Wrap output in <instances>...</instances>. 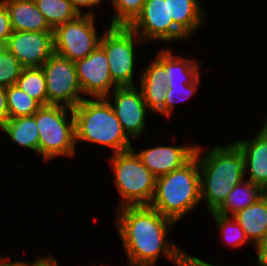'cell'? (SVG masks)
Returning <instances> with one entry per match:
<instances>
[{
	"mask_svg": "<svg viewBox=\"0 0 267 266\" xmlns=\"http://www.w3.org/2000/svg\"><path fill=\"white\" fill-rule=\"evenodd\" d=\"M200 201V169L194 155L182 167L156 178L155 194L149 206L177 222Z\"/></svg>",
	"mask_w": 267,
	"mask_h": 266,
	"instance_id": "3",
	"label": "cell"
},
{
	"mask_svg": "<svg viewBox=\"0 0 267 266\" xmlns=\"http://www.w3.org/2000/svg\"><path fill=\"white\" fill-rule=\"evenodd\" d=\"M196 146H158L136 154L157 178L186 164L195 155Z\"/></svg>",
	"mask_w": 267,
	"mask_h": 266,
	"instance_id": "14",
	"label": "cell"
},
{
	"mask_svg": "<svg viewBox=\"0 0 267 266\" xmlns=\"http://www.w3.org/2000/svg\"><path fill=\"white\" fill-rule=\"evenodd\" d=\"M8 119L34 115L42 105L18 85L6 87Z\"/></svg>",
	"mask_w": 267,
	"mask_h": 266,
	"instance_id": "25",
	"label": "cell"
},
{
	"mask_svg": "<svg viewBox=\"0 0 267 266\" xmlns=\"http://www.w3.org/2000/svg\"><path fill=\"white\" fill-rule=\"evenodd\" d=\"M0 128L18 145L38 152L39 132L35 114L10 118Z\"/></svg>",
	"mask_w": 267,
	"mask_h": 266,
	"instance_id": "22",
	"label": "cell"
},
{
	"mask_svg": "<svg viewBox=\"0 0 267 266\" xmlns=\"http://www.w3.org/2000/svg\"><path fill=\"white\" fill-rule=\"evenodd\" d=\"M20 266H59L57 261L53 259V257H44L38 258L32 264H28L27 262L20 261Z\"/></svg>",
	"mask_w": 267,
	"mask_h": 266,
	"instance_id": "35",
	"label": "cell"
},
{
	"mask_svg": "<svg viewBox=\"0 0 267 266\" xmlns=\"http://www.w3.org/2000/svg\"><path fill=\"white\" fill-rule=\"evenodd\" d=\"M46 80L48 105H60L73 109L84 98L75 63L70 59L53 54L41 66Z\"/></svg>",
	"mask_w": 267,
	"mask_h": 266,
	"instance_id": "9",
	"label": "cell"
},
{
	"mask_svg": "<svg viewBox=\"0 0 267 266\" xmlns=\"http://www.w3.org/2000/svg\"><path fill=\"white\" fill-rule=\"evenodd\" d=\"M72 4L73 8L77 11L79 15H82L81 7H95V5H99L102 0H69Z\"/></svg>",
	"mask_w": 267,
	"mask_h": 266,
	"instance_id": "34",
	"label": "cell"
},
{
	"mask_svg": "<svg viewBox=\"0 0 267 266\" xmlns=\"http://www.w3.org/2000/svg\"><path fill=\"white\" fill-rule=\"evenodd\" d=\"M201 151V146L197 145L201 200L206 198V207L212 213L223 204L231 190L243 182L244 155L234 143L214 146L203 157H200Z\"/></svg>",
	"mask_w": 267,
	"mask_h": 266,
	"instance_id": "2",
	"label": "cell"
},
{
	"mask_svg": "<svg viewBox=\"0 0 267 266\" xmlns=\"http://www.w3.org/2000/svg\"><path fill=\"white\" fill-rule=\"evenodd\" d=\"M82 92L94 98L107 97L111 87H118L112 80L104 50L98 46L87 57L74 62Z\"/></svg>",
	"mask_w": 267,
	"mask_h": 266,
	"instance_id": "12",
	"label": "cell"
},
{
	"mask_svg": "<svg viewBox=\"0 0 267 266\" xmlns=\"http://www.w3.org/2000/svg\"><path fill=\"white\" fill-rule=\"evenodd\" d=\"M23 66L17 60L15 54L9 52L5 47H0V86L8 87L17 83Z\"/></svg>",
	"mask_w": 267,
	"mask_h": 266,
	"instance_id": "26",
	"label": "cell"
},
{
	"mask_svg": "<svg viewBox=\"0 0 267 266\" xmlns=\"http://www.w3.org/2000/svg\"><path fill=\"white\" fill-rule=\"evenodd\" d=\"M143 41L157 39L172 42L187 38L169 19L167 0H146L141 13L128 26Z\"/></svg>",
	"mask_w": 267,
	"mask_h": 266,
	"instance_id": "10",
	"label": "cell"
},
{
	"mask_svg": "<svg viewBox=\"0 0 267 266\" xmlns=\"http://www.w3.org/2000/svg\"><path fill=\"white\" fill-rule=\"evenodd\" d=\"M24 68L41 67L54 52L53 31H13L4 46Z\"/></svg>",
	"mask_w": 267,
	"mask_h": 266,
	"instance_id": "11",
	"label": "cell"
},
{
	"mask_svg": "<svg viewBox=\"0 0 267 266\" xmlns=\"http://www.w3.org/2000/svg\"><path fill=\"white\" fill-rule=\"evenodd\" d=\"M156 59L166 69L167 85L191 84L200 75L198 63L179 56L175 57L170 50H161Z\"/></svg>",
	"mask_w": 267,
	"mask_h": 266,
	"instance_id": "20",
	"label": "cell"
},
{
	"mask_svg": "<svg viewBox=\"0 0 267 266\" xmlns=\"http://www.w3.org/2000/svg\"><path fill=\"white\" fill-rule=\"evenodd\" d=\"M94 19L90 12L57 26L53 30L55 54L75 62L93 52L101 39L96 34Z\"/></svg>",
	"mask_w": 267,
	"mask_h": 266,
	"instance_id": "8",
	"label": "cell"
},
{
	"mask_svg": "<svg viewBox=\"0 0 267 266\" xmlns=\"http://www.w3.org/2000/svg\"><path fill=\"white\" fill-rule=\"evenodd\" d=\"M117 229L129 266H154L160 254L182 266L184 251L166 240L168 227L176 224L150 206L117 209Z\"/></svg>",
	"mask_w": 267,
	"mask_h": 266,
	"instance_id": "1",
	"label": "cell"
},
{
	"mask_svg": "<svg viewBox=\"0 0 267 266\" xmlns=\"http://www.w3.org/2000/svg\"><path fill=\"white\" fill-rule=\"evenodd\" d=\"M8 120L6 88L0 86V126Z\"/></svg>",
	"mask_w": 267,
	"mask_h": 266,
	"instance_id": "32",
	"label": "cell"
},
{
	"mask_svg": "<svg viewBox=\"0 0 267 266\" xmlns=\"http://www.w3.org/2000/svg\"><path fill=\"white\" fill-rule=\"evenodd\" d=\"M10 15L5 4L0 1V47H4L12 34Z\"/></svg>",
	"mask_w": 267,
	"mask_h": 266,
	"instance_id": "30",
	"label": "cell"
},
{
	"mask_svg": "<svg viewBox=\"0 0 267 266\" xmlns=\"http://www.w3.org/2000/svg\"><path fill=\"white\" fill-rule=\"evenodd\" d=\"M234 144L244 155L245 174L250 168V182L267 191V128L263 125L254 139L239 140Z\"/></svg>",
	"mask_w": 267,
	"mask_h": 266,
	"instance_id": "15",
	"label": "cell"
},
{
	"mask_svg": "<svg viewBox=\"0 0 267 266\" xmlns=\"http://www.w3.org/2000/svg\"><path fill=\"white\" fill-rule=\"evenodd\" d=\"M16 85L42 106L48 105L46 80L41 67L23 68Z\"/></svg>",
	"mask_w": 267,
	"mask_h": 266,
	"instance_id": "24",
	"label": "cell"
},
{
	"mask_svg": "<svg viewBox=\"0 0 267 266\" xmlns=\"http://www.w3.org/2000/svg\"><path fill=\"white\" fill-rule=\"evenodd\" d=\"M135 39L138 42L143 41L126 26H109L100 39L99 46L107 56L111 78L118 87L135 86L133 84Z\"/></svg>",
	"mask_w": 267,
	"mask_h": 266,
	"instance_id": "7",
	"label": "cell"
},
{
	"mask_svg": "<svg viewBox=\"0 0 267 266\" xmlns=\"http://www.w3.org/2000/svg\"><path fill=\"white\" fill-rule=\"evenodd\" d=\"M182 266H220V265H212L207 262L202 261L201 259H198L195 256H190L185 251L183 253V262Z\"/></svg>",
	"mask_w": 267,
	"mask_h": 266,
	"instance_id": "33",
	"label": "cell"
},
{
	"mask_svg": "<svg viewBox=\"0 0 267 266\" xmlns=\"http://www.w3.org/2000/svg\"><path fill=\"white\" fill-rule=\"evenodd\" d=\"M0 266H20V261L8 263L7 259L1 258L0 259Z\"/></svg>",
	"mask_w": 267,
	"mask_h": 266,
	"instance_id": "36",
	"label": "cell"
},
{
	"mask_svg": "<svg viewBox=\"0 0 267 266\" xmlns=\"http://www.w3.org/2000/svg\"><path fill=\"white\" fill-rule=\"evenodd\" d=\"M200 76L191 84L167 85L166 101H165V116L170 117L173 113L174 104L178 101L189 99L200 83ZM177 97V98H176Z\"/></svg>",
	"mask_w": 267,
	"mask_h": 266,
	"instance_id": "29",
	"label": "cell"
},
{
	"mask_svg": "<svg viewBox=\"0 0 267 266\" xmlns=\"http://www.w3.org/2000/svg\"><path fill=\"white\" fill-rule=\"evenodd\" d=\"M211 214L213 215L221 234H223V237L228 241L229 244L239 247L248 241L243 229L240 227L234 217L228 218L229 216H222L214 212Z\"/></svg>",
	"mask_w": 267,
	"mask_h": 266,
	"instance_id": "28",
	"label": "cell"
},
{
	"mask_svg": "<svg viewBox=\"0 0 267 266\" xmlns=\"http://www.w3.org/2000/svg\"><path fill=\"white\" fill-rule=\"evenodd\" d=\"M37 8L54 30L65 22L76 19L79 14L69 0H34Z\"/></svg>",
	"mask_w": 267,
	"mask_h": 266,
	"instance_id": "23",
	"label": "cell"
},
{
	"mask_svg": "<svg viewBox=\"0 0 267 266\" xmlns=\"http://www.w3.org/2000/svg\"><path fill=\"white\" fill-rule=\"evenodd\" d=\"M116 13L110 26L128 27L141 13L146 0H112Z\"/></svg>",
	"mask_w": 267,
	"mask_h": 266,
	"instance_id": "27",
	"label": "cell"
},
{
	"mask_svg": "<svg viewBox=\"0 0 267 266\" xmlns=\"http://www.w3.org/2000/svg\"><path fill=\"white\" fill-rule=\"evenodd\" d=\"M255 246L258 252V266H267V233Z\"/></svg>",
	"mask_w": 267,
	"mask_h": 266,
	"instance_id": "31",
	"label": "cell"
},
{
	"mask_svg": "<svg viewBox=\"0 0 267 266\" xmlns=\"http://www.w3.org/2000/svg\"><path fill=\"white\" fill-rule=\"evenodd\" d=\"M265 120L264 126L267 128V118Z\"/></svg>",
	"mask_w": 267,
	"mask_h": 266,
	"instance_id": "37",
	"label": "cell"
},
{
	"mask_svg": "<svg viewBox=\"0 0 267 266\" xmlns=\"http://www.w3.org/2000/svg\"><path fill=\"white\" fill-rule=\"evenodd\" d=\"M115 172L114 182L124 201L120 207L149 206L152 202L156 177L143 164L132 148L118 152L110 159Z\"/></svg>",
	"mask_w": 267,
	"mask_h": 266,
	"instance_id": "5",
	"label": "cell"
},
{
	"mask_svg": "<svg viewBox=\"0 0 267 266\" xmlns=\"http://www.w3.org/2000/svg\"><path fill=\"white\" fill-rule=\"evenodd\" d=\"M73 114L75 141L110 147L114 150L113 154L133 148L107 97L84 99L73 108Z\"/></svg>",
	"mask_w": 267,
	"mask_h": 266,
	"instance_id": "4",
	"label": "cell"
},
{
	"mask_svg": "<svg viewBox=\"0 0 267 266\" xmlns=\"http://www.w3.org/2000/svg\"><path fill=\"white\" fill-rule=\"evenodd\" d=\"M165 75V67L157 59H154L143 70L140 81V91L147 107L164 116L166 91L168 88Z\"/></svg>",
	"mask_w": 267,
	"mask_h": 266,
	"instance_id": "16",
	"label": "cell"
},
{
	"mask_svg": "<svg viewBox=\"0 0 267 266\" xmlns=\"http://www.w3.org/2000/svg\"><path fill=\"white\" fill-rule=\"evenodd\" d=\"M169 19L187 37L202 26L204 21L202 7L197 0H167Z\"/></svg>",
	"mask_w": 267,
	"mask_h": 266,
	"instance_id": "19",
	"label": "cell"
},
{
	"mask_svg": "<svg viewBox=\"0 0 267 266\" xmlns=\"http://www.w3.org/2000/svg\"><path fill=\"white\" fill-rule=\"evenodd\" d=\"M232 217L243 229L247 239L256 245L267 233V193Z\"/></svg>",
	"mask_w": 267,
	"mask_h": 266,
	"instance_id": "18",
	"label": "cell"
},
{
	"mask_svg": "<svg viewBox=\"0 0 267 266\" xmlns=\"http://www.w3.org/2000/svg\"><path fill=\"white\" fill-rule=\"evenodd\" d=\"M70 112L71 120L66 116ZM39 132L38 152L47 161L58 156L75 155V118L73 109L60 105L42 106L35 113Z\"/></svg>",
	"mask_w": 267,
	"mask_h": 266,
	"instance_id": "6",
	"label": "cell"
},
{
	"mask_svg": "<svg viewBox=\"0 0 267 266\" xmlns=\"http://www.w3.org/2000/svg\"><path fill=\"white\" fill-rule=\"evenodd\" d=\"M7 7L13 31H53L34 0H1Z\"/></svg>",
	"mask_w": 267,
	"mask_h": 266,
	"instance_id": "17",
	"label": "cell"
},
{
	"mask_svg": "<svg viewBox=\"0 0 267 266\" xmlns=\"http://www.w3.org/2000/svg\"><path fill=\"white\" fill-rule=\"evenodd\" d=\"M265 193L259 185L245 180L231 190L223 204L214 213L228 216L231 212L233 216L257 201Z\"/></svg>",
	"mask_w": 267,
	"mask_h": 266,
	"instance_id": "21",
	"label": "cell"
},
{
	"mask_svg": "<svg viewBox=\"0 0 267 266\" xmlns=\"http://www.w3.org/2000/svg\"><path fill=\"white\" fill-rule=\"evenodd\" d=\"M114 104L111 106L128 137H140L145 129L147 104L142 93L135 86L116 87L113 91Z\"/></svg>",
	"mask_w": 267,
	"mask_h": 266,
	"instance_id": "13",
	"label": "cell"
}]
</instances>
